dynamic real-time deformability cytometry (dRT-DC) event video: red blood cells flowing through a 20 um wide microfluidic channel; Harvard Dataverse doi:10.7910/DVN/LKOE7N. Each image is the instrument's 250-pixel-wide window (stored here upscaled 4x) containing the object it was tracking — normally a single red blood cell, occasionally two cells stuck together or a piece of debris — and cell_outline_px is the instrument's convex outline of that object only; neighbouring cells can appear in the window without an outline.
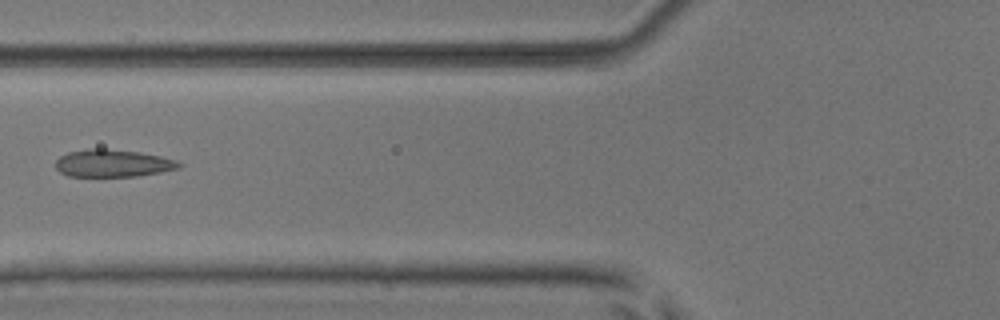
{"species": "common noctule bat (a hibernating species)", "species_latin": "Nyctalus noctula", "temperature_condition": "room temperature", "stored_images_in_passage": 6, "camera_frame_rate_fps": 3000, "um_per_image_px": 0.085, "animal": {"sex": "male", "body_mass_g": 17.9, "forearm_length_mm": 54.2}, "frame": {"image": 1, "passage_image": 5, "time_ms": 4.667, "image_size_px": [1000, 320], "cell_outline_px": [[184, 164], [180, 168], [160, 172], [136, 176], [68, 176], [60, 172], [56, 168], [56, 160], [60, 156], [68, 152], [88, 148], [104, 148], [140, 152], [160, 156], [176, 160]], "centroid_in_image_um": [9.59, 13.87], "position_along_channel_um": 116.2, "area_um2": 19.83}}
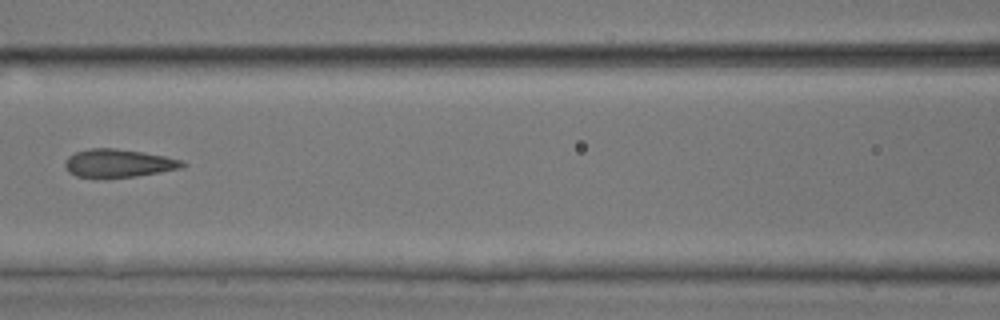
{"frame": {"image": 2, "passage_image": 6, "time_ms": 5.667, "image_size_px": [1000, 320], "cell_outline_px": [[188, 164], [184, 168], [136, 176], [108, 180], [104, 180], [76, 176], [68, 172], [64, 168], [64, 164], [68, 156], [76, 152], [88, 148], [116, 148], [144, 152], [184, 160]], "centroid_in_image_um": [10.06, 13.9], "position_along_channel_um": 156.5, "area_um2": 20.06}}